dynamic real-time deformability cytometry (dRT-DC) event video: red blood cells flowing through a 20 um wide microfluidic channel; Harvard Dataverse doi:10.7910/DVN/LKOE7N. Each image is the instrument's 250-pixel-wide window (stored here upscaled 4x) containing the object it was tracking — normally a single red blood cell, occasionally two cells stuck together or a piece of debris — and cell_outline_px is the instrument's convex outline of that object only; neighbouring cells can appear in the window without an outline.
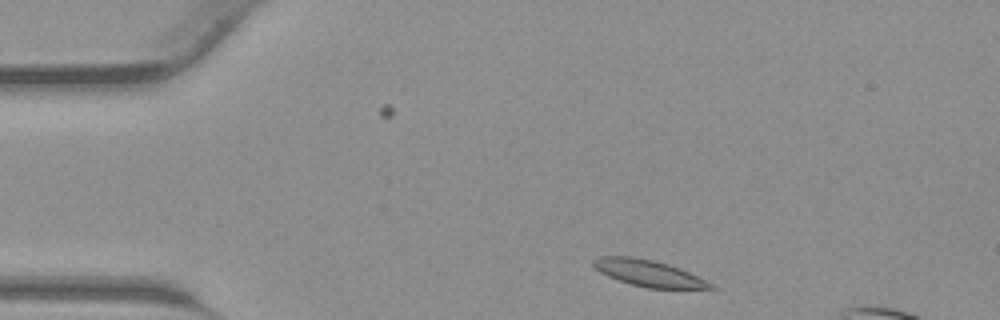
{"species": "common noctule bat (a hibernating species)", "species_latin": "Nyctalus noctula", "temperature_condition": "warm", "stored_images_in_passage": 9, "camera_frame_rate_fps": 3000, "um_per_image_px": 0.085, "animal": {"sex": "male", "body_mass_g": 23.1, "forearm_length_mm": 52.7}, "frame": {"image": 1, "passage_image": 3, "time_ms": 0.667, "image_size_px": [1000, 320], "cell_outline_px": [[716, 288], [648, 288], [632, 284], [608, 276], [600, 272], [592, 264], [592, 260], [600, 256], [632, 256], [652, 260], [668, 264], [680, 268], [712, 284]], "centroid_in_image_um": [55.07, 23.2], "position_along_channel_um": 29.9, "area_um2": 17.63}}